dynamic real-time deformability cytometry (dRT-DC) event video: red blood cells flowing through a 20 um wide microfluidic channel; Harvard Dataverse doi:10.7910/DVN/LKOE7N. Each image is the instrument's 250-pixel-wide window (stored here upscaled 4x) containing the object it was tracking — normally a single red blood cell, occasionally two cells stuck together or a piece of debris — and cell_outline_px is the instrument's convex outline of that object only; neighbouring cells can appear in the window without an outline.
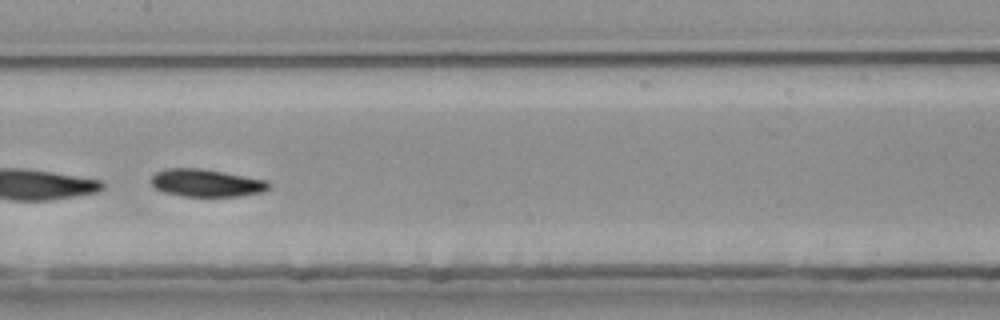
{"species": "common noctule bat (a hibernating species)", "species_latin": "Nyctalus noctula", "temperature_condition": "room temperature", "stored_images_in_passage": 38, "segment_of_instrument_passage": [2, 2], "camera_frame_rate_fps": 3000, "um_per_image_px": 0.085, "animal": {"sex": "female", "body_mass_g": 25.1}, "frame": {"image": 1, "passage_image": 26, "time_ms": 8.333, "image_size_px": [1000, 320], "cell_outline_px": [[268, 188], [264, 192], [236, 196], [184, 196], [164, 192], [156, 188], [152, 184], [152, 176], [156, 172], [168, 168], [200, 168], [264, 180], [268, 184]], "centroid_in_image_um": [17.49, 15.55], "position_along_channel_um": 189.9, "area_um2": 18.44}}